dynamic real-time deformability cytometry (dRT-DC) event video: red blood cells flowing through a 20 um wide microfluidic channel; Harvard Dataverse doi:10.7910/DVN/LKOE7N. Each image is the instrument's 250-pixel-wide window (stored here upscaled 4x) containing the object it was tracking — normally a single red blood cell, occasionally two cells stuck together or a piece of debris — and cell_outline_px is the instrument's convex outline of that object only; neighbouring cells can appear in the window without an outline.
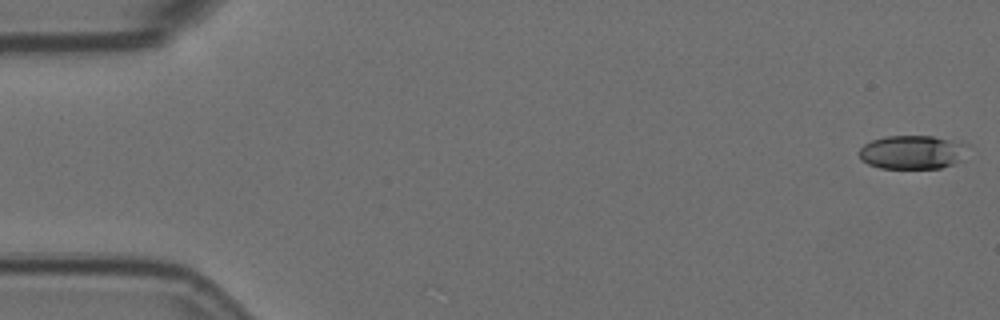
{"species": "Egyptian fruit bat (a non-hibernating species)", "species_latin": "Rousettus aegyptiacus", "temperature_condition": "room temperature", "stored_images_in_passage": 57, "camera_frame_rate_fps": 3000, "um_per_image_px": 0.085, "animal": {"sex": "female"}, "frame": {"image": 1, "passage_image": 1, "time_ms": 0.0, "image_size_px": [1000, 320], "cell_outline_px": [[972, 144], [952, 164], [940, 168], [880, 168], [868, 164], [860, 160], [860, 148], [864, 144], [872, 140], [884, 136], [932, 136]], "centroid_in_image_um": [77.51, 12.92], "position_along_channel_um": 7.5, "area_um2": 21.21}}
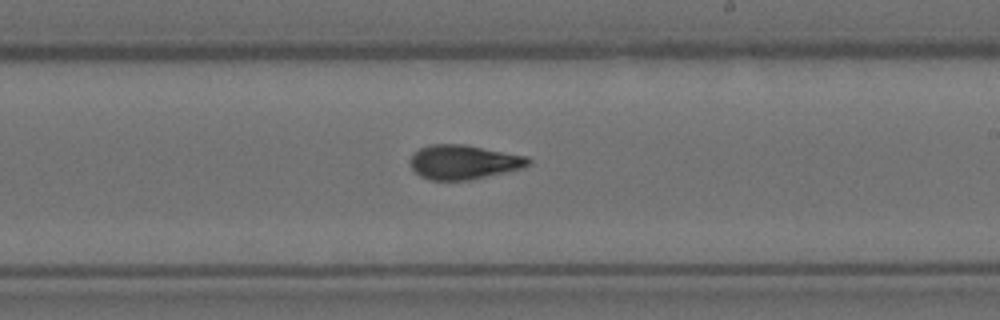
{"frame": {"image": 2, "passage_image": 33, "time_ms": 10.667, "image_size_px": [1000, 320], "cell_outline_px": [[532, 164], [520, 168], [504, 172], [468, 180], [428, 180], [420, 176], [408, 164], [408, 160], [412, 152], [420, 148], [432, 144], [464, 144], [528, 156], [532, 160]], "centroid_in_image_um": [39.37, 13.76], "position_along_channel_um": 249.6, "area_um2": 23.81}}
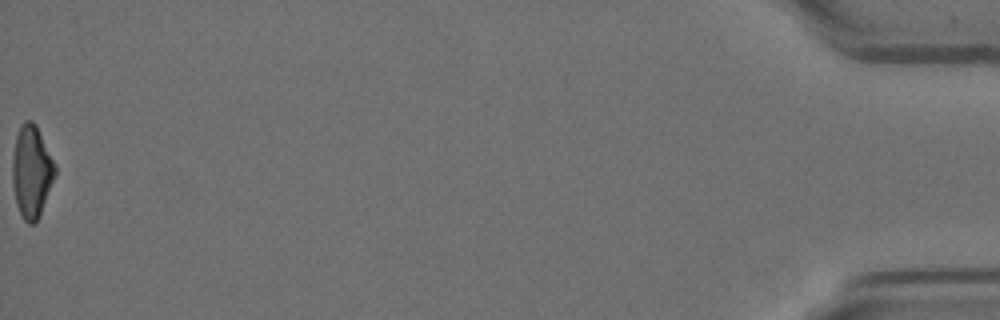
{"frame": {"image": 3, "passage_image": 57, "time_ms": 18.667, "image_size_px": [1000, 320], "cell_outline_px": [[56, 176], [40, 216], [32, 224], [28, 224], [24, 220], [16, 204], [12, 184], [12, 156], [16, 136], [20, 124], [24, 120], [32, 120], [36, 124], [56, 164]], "centroid_in_image_um": [2.69, 14.56], "position_along_channel_um": 432.5, "area_um2": 23.35}, "authors_computed_cell_mechanics": {"area_um2": 22.831, "velocity_mm_per_s": 3.584, "shape_relaxation_time_tau1_ms": 7.1545, "shape_relaxation_time_tau2_ms": 2.6342, "deformation_change_tau1": 0.2191, "deformation_change_tau2": 0.0895}}